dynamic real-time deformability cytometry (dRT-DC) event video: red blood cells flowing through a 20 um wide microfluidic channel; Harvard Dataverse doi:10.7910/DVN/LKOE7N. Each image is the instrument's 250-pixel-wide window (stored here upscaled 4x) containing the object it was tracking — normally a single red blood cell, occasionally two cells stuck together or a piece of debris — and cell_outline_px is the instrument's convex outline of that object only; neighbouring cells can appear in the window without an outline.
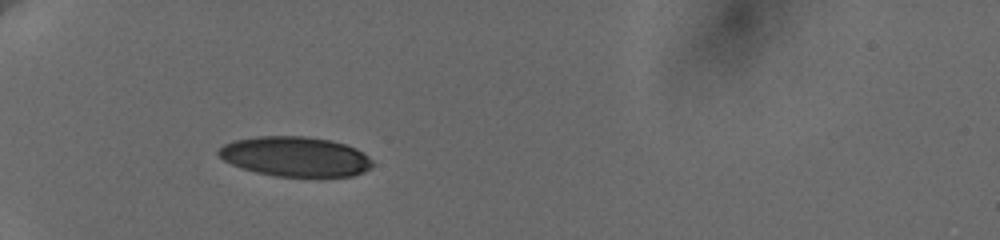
{"species": "human", "species_latin": "Homo sapiens", "temperature_condition": "cold", "stored_images_in_passage": 37, "camera_frame_rate_fps": 3000, "um_per_image_px": 0.085, "donor": {"sex": "female"}, "frame": {"image": 1, "passage_image": 1, "time_ms": 0.0, "image_size_px": [1000, 240], "cell_outline_px": [[372, 168], [364, 172], [352, 176], [276, 176], [256, 172], [232, 164], [224, 160], [216, 152], [224, 144], [232, 140], [256, 136], [304, 136], [332, 140], [356, 148], [368, 156], [372, 160]], "centroid_in_image_um": [25.11, 13.3], "position_along_channel_um": 59.9, "area_um2": 35.72}}
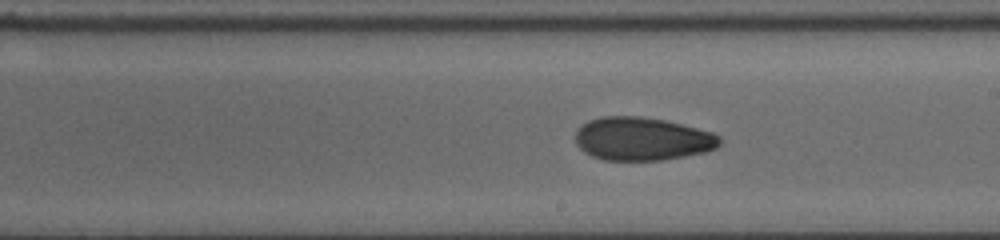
{"frame": {"image": 2, "passage_image": 18, "time_ms": 5.333, "image_size_px": [1000, 240], "cell_outline_px": [[720, 144], [716, 148], [708, 152], [660, 160], [604, 160], [592, 156], [584, 152], [576, 144], [576, 132], [588, 120], [600, 116], [640, 116], [664, 120], [712, 132], [720, 136]], "centroid_in_image_um": [54.59, 11.8], "position_along_channel_um": 234.4, "area_um2": 36.3}}
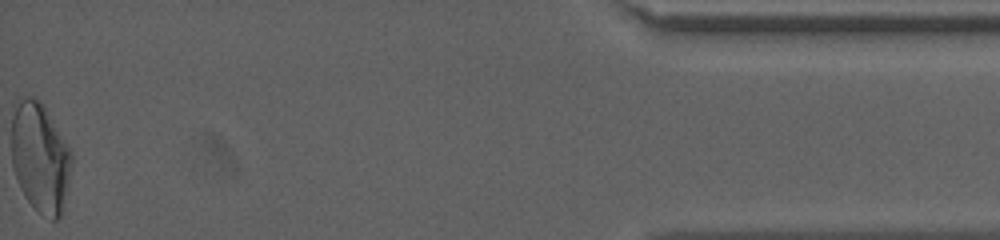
{"frame": {"image": 3, "passage_image": 37, "time_ms": 12.667, "image_size_px": [1000, 240], "cell_outline_px": [[72, 164], [68, 192], [64, 212], [60, 220], [52, 220], [36, 212], [20, 188], [12, 168], [12, 104], [20, 96], [36, 96], [44, 104], [72, 152]], "centroid_in_image_um": [3.42, 13.39], "position_along_channel_um": 431.8, "area_um2": 39.77}, "authors_computed_cell_mechanics": {"area_um2": 36.8764, "velocity_mm_per_s": 3.6508, "shape_relaxation_time_tau1_ms": 7.8095, "shape_relaxation_time_tau2_ms": 3.1333, "deformation_change_tau1": 0.1917, "deformation_change_tau2": 0.0918}}